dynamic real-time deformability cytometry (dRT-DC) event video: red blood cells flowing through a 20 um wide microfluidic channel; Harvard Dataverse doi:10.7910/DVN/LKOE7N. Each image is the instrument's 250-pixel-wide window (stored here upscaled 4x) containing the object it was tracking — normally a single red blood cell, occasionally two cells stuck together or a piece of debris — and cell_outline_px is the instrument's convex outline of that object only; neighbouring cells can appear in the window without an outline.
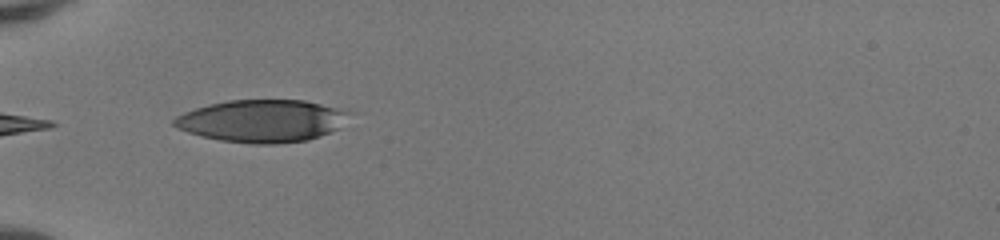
{"species": "human", "species_latin": "Homo sapiens", "temperature_condition": "room temperature", "stored_images_in_passage": 4, "camera_frame_rate_fps": 3000, "um_per_image_px": 0.085, "donor": {"sex": "female"}, "frame": {"image": 1, "passage_image": 1, "time_ms": 0.0, "image_size_px": [1000, 240], "cell_outline_px": [[348, 112], [336, 128], [320, 136], [308, 140], [276, 144], [252, 144], [220, 140], [188, 132], [172, 124], [172, 120], [176, 116], [184, 112], [196, 108], [228, 100], [304, 100], [320, 104]], "centroid_in_image_um": [22.18, 10.28], "position_along_channel_um": 62.8, "area_um2": 42.37}}
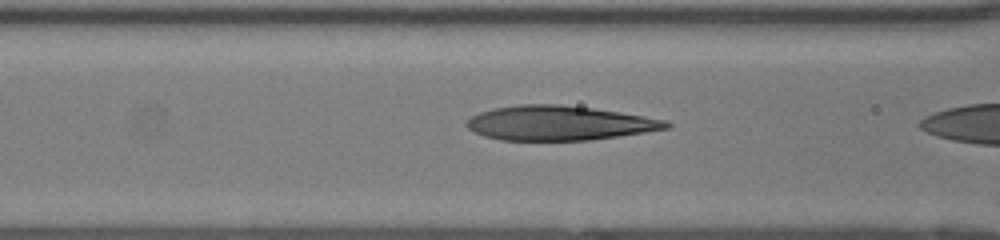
{"frame": {"image": 2, "passage_image": 3, "time_ms": 0.667, "image_size_px": [1000, 240], "cell_outline_px": [[672, 124], [668, 128], [644, 132], [588, 140], [500, 140], [484, 136], [472, 132], [464, 124], [464, 120], [480, 112], [496, 108], [520, 104], [560, 104], [592, 108], [620, 112], [668, 120]], "centroid_in_image_um": [47.49, 10.46], "position_along_channel_um": 119.1, "area_um2": 40.11}}